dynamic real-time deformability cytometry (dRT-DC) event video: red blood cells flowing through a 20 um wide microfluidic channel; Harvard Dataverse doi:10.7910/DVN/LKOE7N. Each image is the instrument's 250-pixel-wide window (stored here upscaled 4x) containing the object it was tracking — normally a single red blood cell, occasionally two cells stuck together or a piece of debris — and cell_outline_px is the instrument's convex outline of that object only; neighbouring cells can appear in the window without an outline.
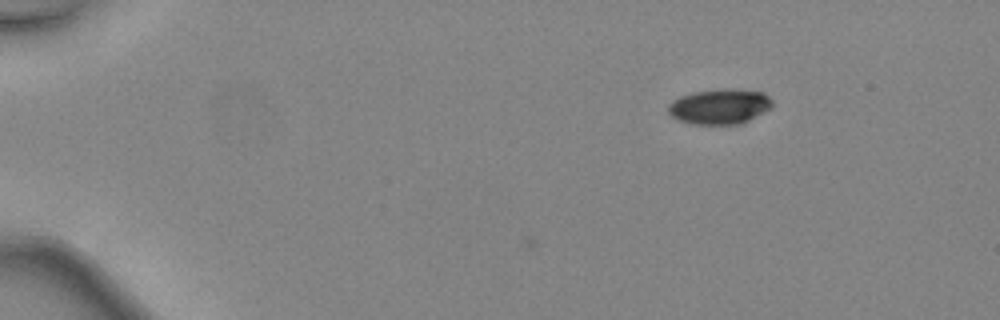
{"species": "common noctule bat (a hibernating species)", "species_latin": "Nyctalus noctula", "temperature_condition": "warm", "stored_images_in_passage": 5, "camera_frame_rate_fps": 3000, "um_per_image_px": 0.085, "animal": {"sex": "female", "body_mass_g": 24.6, "forearm_length_mm": 56.2}, "frame": {"image": 1, "passage_image": 5, "time_ms": 1.333, "image_size_px": [1000, 320], "cell_outline_px": [[772, 108], [740, 124], [692, 124], [676, 120], [668, 112], [668, 104], [672, 100], [680, 96], [692, 92], [728, 88], [764, 92], [772, 100]], "centroid_in_image_um": [61.15, 9.05], "position_along_channel_um": 23.8, "area_um2": 21.5}}